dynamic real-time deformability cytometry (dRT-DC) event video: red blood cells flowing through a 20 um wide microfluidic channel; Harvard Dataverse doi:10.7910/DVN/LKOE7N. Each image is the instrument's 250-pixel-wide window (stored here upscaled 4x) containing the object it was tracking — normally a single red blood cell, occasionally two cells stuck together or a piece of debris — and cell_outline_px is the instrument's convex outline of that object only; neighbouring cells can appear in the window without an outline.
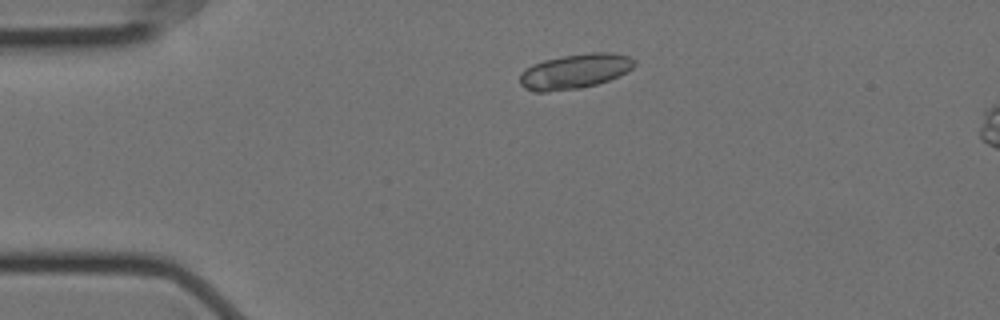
{"species": "Egyptian fruit bat (a non-hibernating species)", "species_latin": "Rousettus aegyptiacus", "temperature_condition": "cold", "stored_images_in_passage": 3, "camera_frame_rate_fps": 3000, "um_per_image_px": 0.085, "animal": {"sex": "female"}, "frame": {"image": 1, "passage_image": 3, "time_ms": 0.667, "image_size_px": [1000, 320], "cell_outline_px": [[636, 64], [632, 68], [608, 80], [596, 84], [580, 88], [544, 92], [532, 92], [524, 88], [520, 84], [520, 72], [524, 68], [532, 64], [544, 60], [564, 56], [588, 52], [612, 52], [628, 56], [636, 60]], "centroid_in_image_um": [48.82, 6.06], "position_along_channel_um": 36.2, "area_um2": 23.29}}